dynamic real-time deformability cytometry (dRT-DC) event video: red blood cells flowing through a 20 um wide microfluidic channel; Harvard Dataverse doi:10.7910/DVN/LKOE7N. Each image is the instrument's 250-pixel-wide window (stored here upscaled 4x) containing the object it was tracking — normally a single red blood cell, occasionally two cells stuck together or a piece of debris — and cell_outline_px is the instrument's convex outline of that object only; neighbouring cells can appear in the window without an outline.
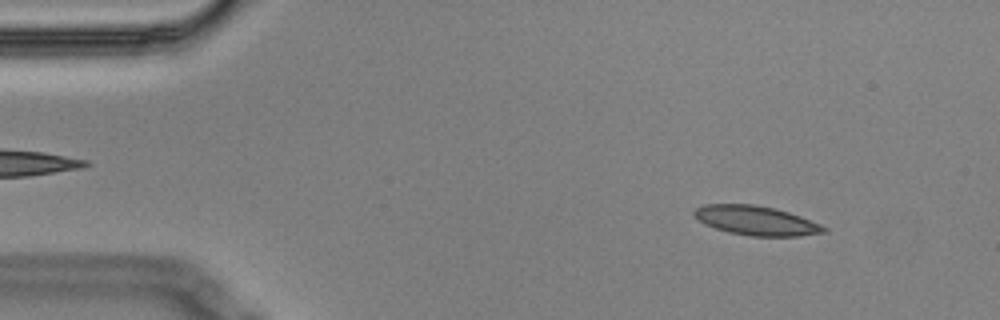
{"species": "Egyptian fruit bat (a non-hibernating species)", "species_latin": "Rousettus aegyptiacus", "temperature_condition": "cold", "stored_images_in_passage": 5, "camera_frame_rate_fps": 3000, "um_per_image_px": 0.085, "animal": {"sex": "male"}, "frame": {"image": 1, "passage_image": 1, "time_ms": 0.0, "image_size_px": [1000, 320], "cell_outline_px": [[828, 232], [800, 236], [752, 236], [728, 232], [704, 224], [692, 212], [696, 208], [704, 204], [756, 204], [776, 208], [800, 216], [820, 224], [828, 228]], "centroid_in_image_um": [64.3, 18.74], "position_along_channel_um": 20.7, "area_um2": 22.2}}
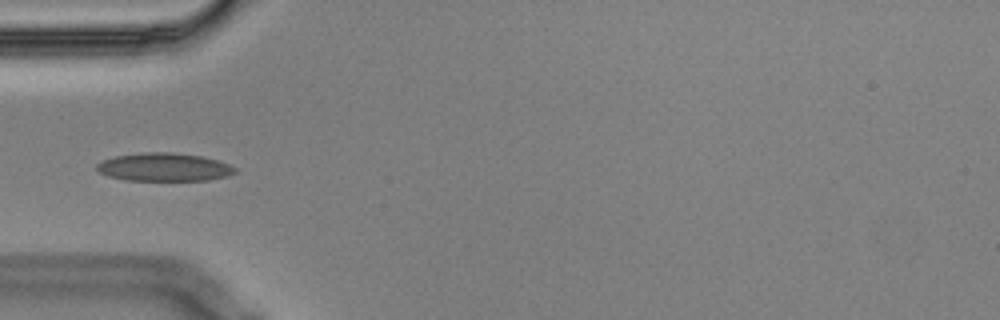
{"frame": {"image": 2, "passage_image": 4, "time_ms": 1.0, "image_size_px": [1000, 320], "cell_outline_px": [[236, 172], [228, 176], [208, 180], [124, 180], [108, 176], [100, 172], [96, 168], [96, 164], [104, 160], [116, 156], [144, 152], [172, 152], [200, 156], [216, 160], [228, 164], [236, 168]], "centroid_in_image_um": [13.95, 14.21], "position_along_channel_um": 71.1, "area_um2": 22.54}}
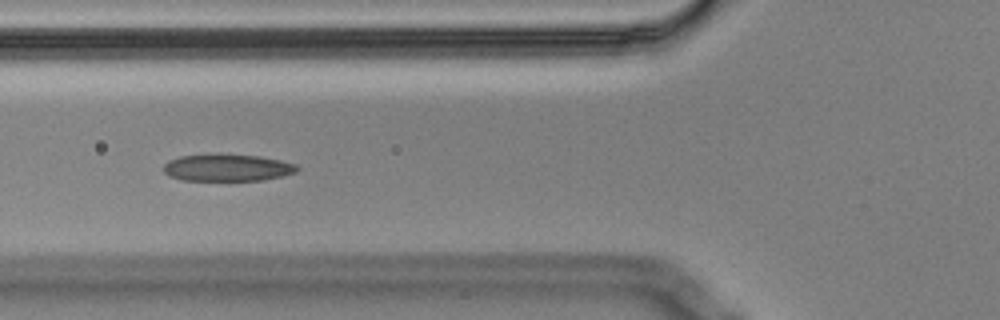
{"frame": {"image": 3, "passage_image": 5, "time_ms": 1.333, "image_size_px": [1000, 320], "cell_outline_px": [[300, 168], [296, 172], [264, 180], [180, 180], [168, 176], [164, 172], [164, 164], [168, 160], [180, 156], [260, 156], [280, 160], [296, 164]], "centroid_in_image_um": [19.32, 14.28], "position_along_channel_um": 106.5, "area_um2": 20.4}}